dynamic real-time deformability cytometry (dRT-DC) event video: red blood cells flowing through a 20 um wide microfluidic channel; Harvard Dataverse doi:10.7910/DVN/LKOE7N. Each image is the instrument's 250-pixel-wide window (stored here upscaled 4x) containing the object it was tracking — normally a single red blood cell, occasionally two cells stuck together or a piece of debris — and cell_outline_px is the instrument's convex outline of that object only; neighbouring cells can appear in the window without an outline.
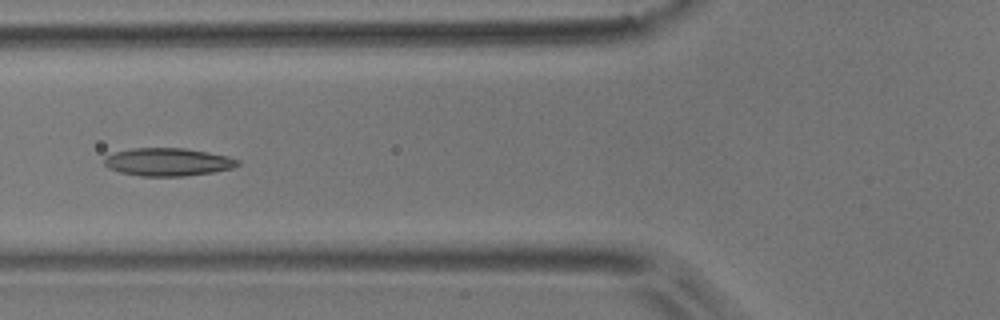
{"species": "common noctule bat (a hibernating species)", "species_latin": "Nyctalus noctula", "temperature_condition": "room temperature", "stored_images_in_passage": 8, "camera_frame_rate_fps": 3000, "um_per_image_px": 0.085, "animal": {"sex": "male", "body_mass_g": 17.9}, "frame": {"image": 1, "passage_image": 5, "time_ms": 1.333, "image_size_px": [1000, 320], "cell_outline_px": [[240, 164], [232, 168], [212, 172], [184, 176], [140, 176], [120, 172], [108, 168], [104, 164], [104, 156], [116, 152], [132, 148], [184, 148], [208, 152], [228, 156], [240, 160]], "centroid_in_image_um": [14.26, 13.76], "position_along_channel_um": 111.5, "area_um2": 21.73}}
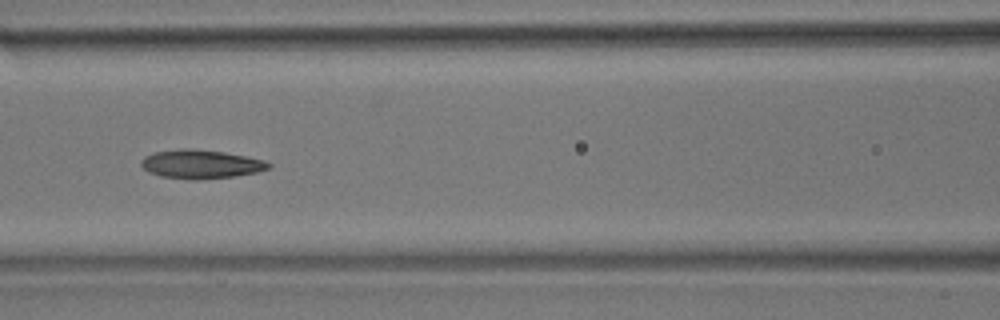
{"frame": {"image": 2, "passage_image": 6, "time_ms": 1.667, "image_size_px": [1000, 320], "cell_outline_px": [[272, 168], [256, 172], [236, 176], [196, 180], [188, 180], [160, 176], [148, 172], [140, 164], [140, 160], [144, 156], [152, 152], [184, 148], [224, 152], [264, 160], [272, 164]], "centroid_in_image_um": [17.05, 13.96], "position_along_channel_um": 149.6, "area_um2": 21.5}}
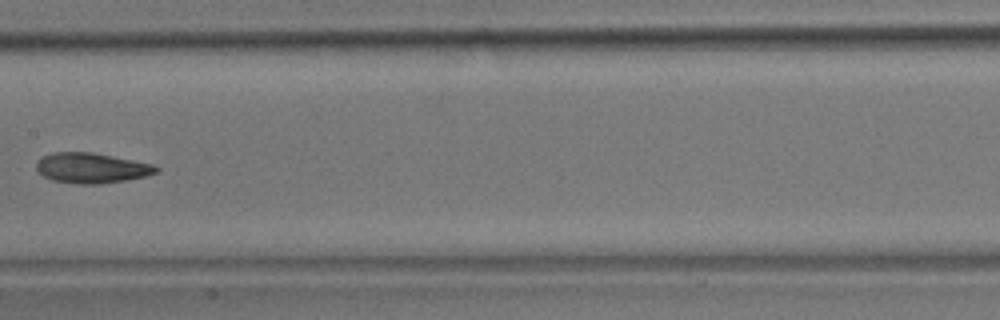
{"frame": {"image": 3, "passage_image": 7, "time_ms": 2.0, "image_size_px": [1000, 320], "cell_outline_px": [[160, 168], [156, 172], [148, 176], [100, 184], [76, 184], [52, 180], [44, 176], [36, 168], [36, 164], [44, 156], [52, 152], [92, 152], [152, 164]], "centroid_in_image_um": [7.79, 14.28], "position_along_channel_um": 199.6, "area_um2": 20.92}}